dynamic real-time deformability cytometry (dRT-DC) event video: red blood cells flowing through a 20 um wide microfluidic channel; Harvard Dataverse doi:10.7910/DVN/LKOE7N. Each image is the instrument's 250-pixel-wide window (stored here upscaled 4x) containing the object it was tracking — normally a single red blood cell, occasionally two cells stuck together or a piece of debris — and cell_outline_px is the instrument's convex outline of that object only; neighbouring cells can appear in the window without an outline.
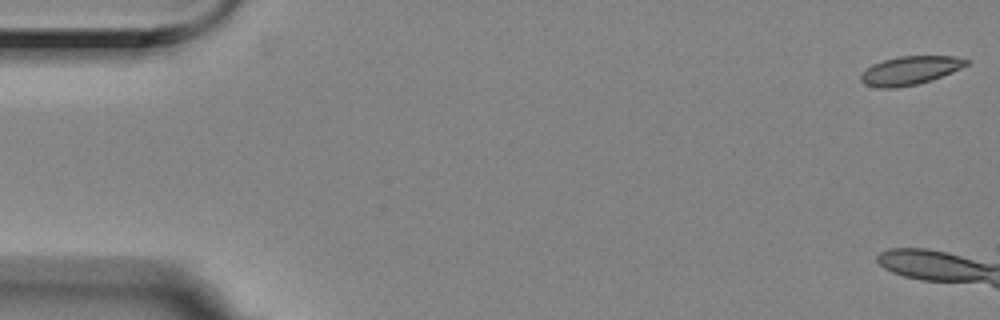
{"species": "Egyptian fruit bat (a non-hibernating species)", "species_latin": "Rousettus aegyptiacus", "temperature_condition": "room temperature", "stored_images_in_passage": 8, "camera_frame_rate_fps": 3000, "um_per_image_px": 0.085, "animal": {"sex": "female"}, "frame": {"image": 1, "passage_image": 1, "time_ms": 0.0, "image_size_px": [1000, 320], "cell_outline_px": [[968, 64], [952, 72], [932, 80], [916, 84], [896, 88], [880, 88], [864, 84], [860, 80], [860, 72], [872, 64], [896, 56], [956, 56], [968, 60]], "centroid_in_image_um": [77.31, 5.99], "position_along_channel_um": 7.7, "area_um2": 17.63}}